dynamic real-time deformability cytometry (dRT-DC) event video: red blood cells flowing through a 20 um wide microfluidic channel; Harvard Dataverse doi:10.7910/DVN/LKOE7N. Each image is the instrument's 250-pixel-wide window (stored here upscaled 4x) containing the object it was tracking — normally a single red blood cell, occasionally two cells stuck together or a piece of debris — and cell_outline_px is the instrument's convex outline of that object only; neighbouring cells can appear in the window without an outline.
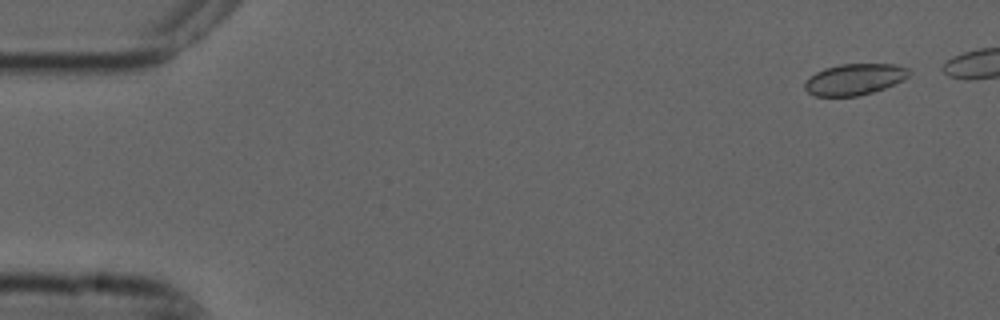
{"species": "common noctule bat (a hibernating species)", "species_latin": "Nyctalus noctula", "temperature_condition": "cold", "stored_images_in_passage": 3, "segment_of_instrument_passage": [2, 2], "camera_frame_rate_fps": 3000, "um_per_image_px": 0.085, "animal": {"sex": "male", "forearm_length_mm": 52.5}, "frame": {"image": 1, "passage_image": 3, "time_ms": 0.667, "image_size_px": [1000, 320], "cell_outline_px": [[912, 72], [904, 80], [884, 88], [872, 92], [856, 96], [816, 96], [808, 92], [804, 88], [804, 84], [816, 72], [824, 68], [840, 64], [896, 64], [908, 68]], "centroid_in_image_um": [72.67, 6.73], "position_along_channel_um": 12.3, "area_um2": 18.9}}